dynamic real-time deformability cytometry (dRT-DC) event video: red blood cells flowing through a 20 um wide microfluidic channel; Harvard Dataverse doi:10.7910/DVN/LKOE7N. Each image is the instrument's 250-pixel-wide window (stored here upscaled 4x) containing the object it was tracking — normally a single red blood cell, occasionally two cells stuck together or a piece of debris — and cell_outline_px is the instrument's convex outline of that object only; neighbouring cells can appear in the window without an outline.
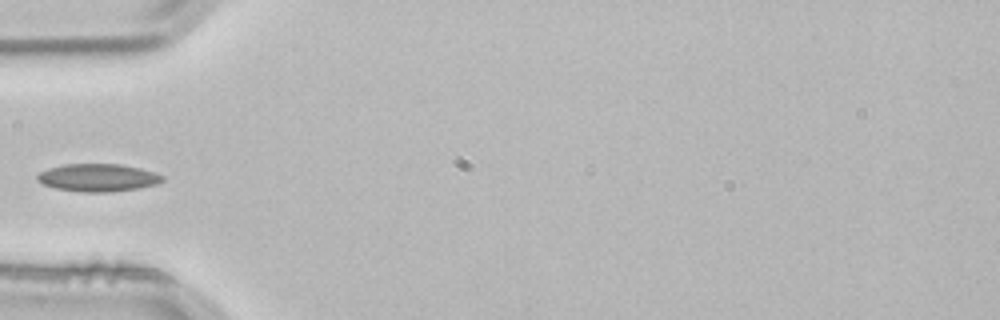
{"species": "common noctule bat (a hibernating species)", "species_latin": "Nyctalus noctula", "temperature_condition": "room temperature", "stored_images_in_passage": 2, "camera_frame_rate_fps": 3000, "um_per_image_px": 0.085, "animal": {"sex": "male", "body_mass_g": 21.5, "forearm_length_mm": 52.0}, "frame": {"image": 1, "passage_image": 2, "time_ms": 0.333, "image_size_px": [1000, 320], "cell_outline_px": [[164, 180], [156, 184], [136, 188], [112, 192], [80, 192], [52, 188], [36, 180], [36, 176], [40, 172], [64, 164], [120, 164], [140, 168], [164, 176]], "centroid_in_image_um": [8.3, 15.11], "position_along_channel_um": 76.7, "area_um2": 20.11}}